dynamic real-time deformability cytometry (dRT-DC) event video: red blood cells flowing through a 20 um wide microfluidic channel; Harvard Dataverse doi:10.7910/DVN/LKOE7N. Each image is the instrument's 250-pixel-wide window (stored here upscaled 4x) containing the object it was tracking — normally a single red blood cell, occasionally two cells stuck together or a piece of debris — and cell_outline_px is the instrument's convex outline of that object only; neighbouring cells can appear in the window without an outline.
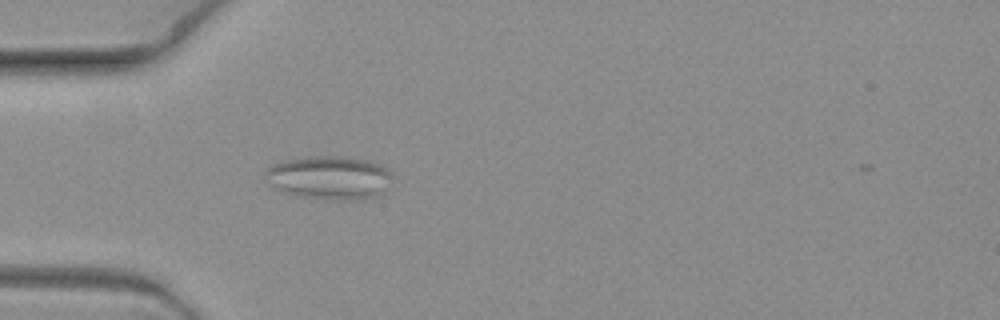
{"species": "common noctule bat (a hibernating species)", "species_latin": "Nyctalus noctula", "temperature_condition": "warm", "stored_images_in_passage": 1, "camera_frame_rate_fps": 3000, "um_per_image_px": 0.085, "animal": {"sex": "female", "body_mass_g": 19.3, "forearm_length_mm": 54.1}, "frame": {"image": 1, "passage_image": 1, "time_ms": 0.0, "image_size_px": [1000, 320], "cell_outline_px": [[392, 176], [384, 196], [360, 200], [324, 200], [296, 196], [280, 192], [272, 184], [264, 172], [268, 168], [276, 164], [288, 160], [312, 156], [344, 156], [368, 160], [380, 164], [388, 168], [392, 172]], "centroid_in_image_um": [28.1, 15.13], "position_along_channel_um": 56.9, "area_um2": 32.77}}